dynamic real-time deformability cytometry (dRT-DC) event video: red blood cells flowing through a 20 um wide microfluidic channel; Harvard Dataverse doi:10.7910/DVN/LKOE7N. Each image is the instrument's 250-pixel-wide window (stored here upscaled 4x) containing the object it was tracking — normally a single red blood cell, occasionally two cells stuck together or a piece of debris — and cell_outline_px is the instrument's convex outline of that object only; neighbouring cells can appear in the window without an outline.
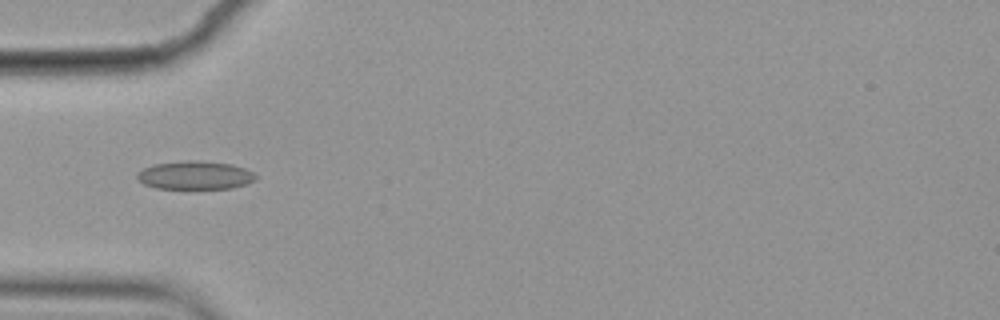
{"species": "common noctule bat (a hibernating species)", "species_latin": "Nyctalus noctula", "temperature_condition": "cold", "stored_images_in_passage": 8, "camera_frame_rate_fps": 3000, "um_per_image_px": 0.085, "animal": {"sex": "female", "body_mass_g": 19.9}, "frame": {"image": 1, "passage_image": 4, "time_ms": 1.0, "image_size_px": [1000, 320], "cell_outline_px": [[256, 180], [232, 188], [156, 188], [144, 184], [136, 176], [136, 172], [152, 164], [188, 160], [196, 160], [232, 164], [244, 168], [252, 172], [256, 176]], "centroid_in_image_um": [16.56, 14.88], "position_along_channel_um": 68.4, "area_um2": 19.48}}
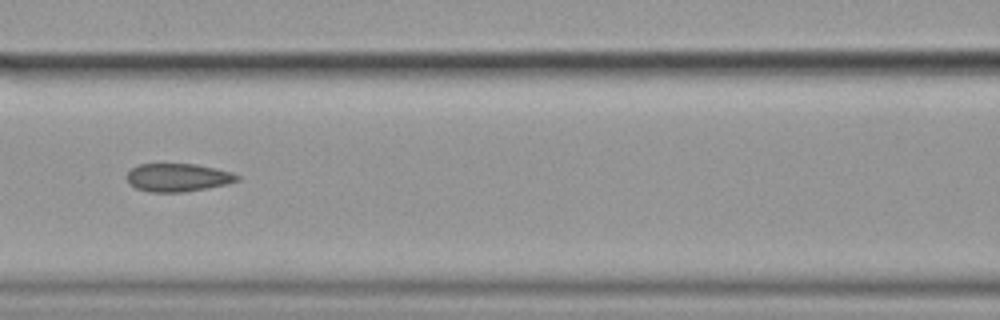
{"frame": {"image": 2, "passage_image": 6, "time_ms": 1.667, "image_size_px": [1000, 320], "cell_outline_px": [[240, 180], [228, 184], [184, 192], [148, 192], [136, 188], [128, 184], [124, 176], [132, 168], [140, 164], [196, 164], [216, 168], [232, 172], [240, 176]], "centroid_in_image_um": [15.1, 15.09], "position_along_channel_um": 151.5, "area_um2": 18.32}}
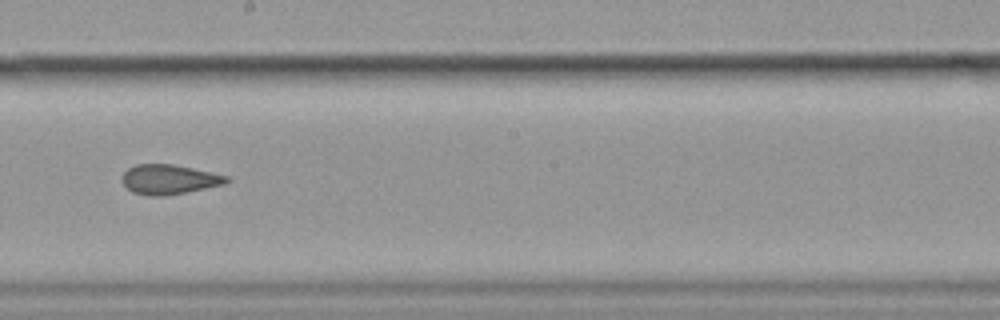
{"frame": {"image": 3, "passage_image": 8, "time_ms": 2.333, "image_size_px": [1000, 320], "cell_outline_px": [[232, 180], [224, 184], [164, 196], [148, 196], [132, 192], [120, 180], [124, 172], [128, 168], [136, 164], [172, 164], [192, 168], [228, 176]], "centroid_in_image_um": [14.34, 15.25], "position_along_channel_um": 233.9, "area_um2": 17.98}}